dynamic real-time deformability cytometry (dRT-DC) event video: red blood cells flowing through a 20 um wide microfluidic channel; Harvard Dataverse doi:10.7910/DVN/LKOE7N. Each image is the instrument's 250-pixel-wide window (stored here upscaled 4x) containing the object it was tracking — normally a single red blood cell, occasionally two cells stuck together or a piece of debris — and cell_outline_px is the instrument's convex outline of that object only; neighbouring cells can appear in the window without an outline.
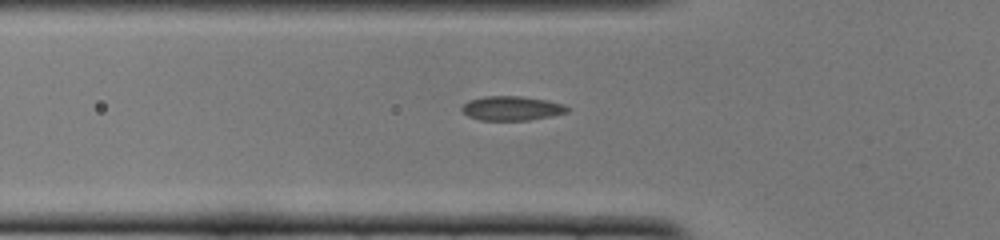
{"species": "common noctule bat (a hibernating species)", "species_latin": "Nyctalus noctula", "temperature_condition": "cold", "stored_images_in_passage": 38, "segment_of_instrument_passage": [1, 2], "camera_frame_rate_fps": 3000, "um_per_image_px": 0.085, "animal": {"sex": "female", "body_mass_g": 22.0, "forearm_length_mm": 56.7}, "frame": {"image": 1, "passage_image": 8, "time_ms": 2.333, "image_size_px": [1000, 240], "cell_outline_px": [[572, 108], [568, 112], [552, 116], [528, 120], [480, 120], [468, 116], [460, 108], [468, 100], [484, 96], [520, 96], [548, 100], [564, 104]], "centroid_in_image_um": [43.53, 9.2], "position_along_channel_um": 82.3, "area_um2": 15.09}}
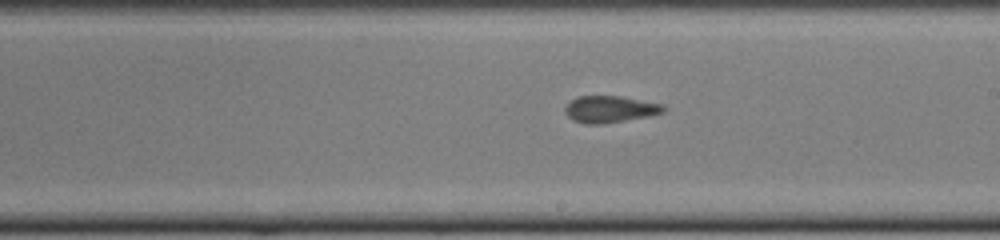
{"frame": {"image": 2, "passage_image": 20, "time_ms": 6.333, "image_size_px": [1000, 240], "cell_outline_px": [[668, 108], [664, 112], [648, 116], [604, 124], [584, 124], [572, 120], [564, 112], [564, 108], [572, 100], [580, 96], [620, 96], [664, 104]], "centroid_in_image_um": [51.87, 9.29], "position_along_channel_um": 237.1, "area_um2": 15.43}}
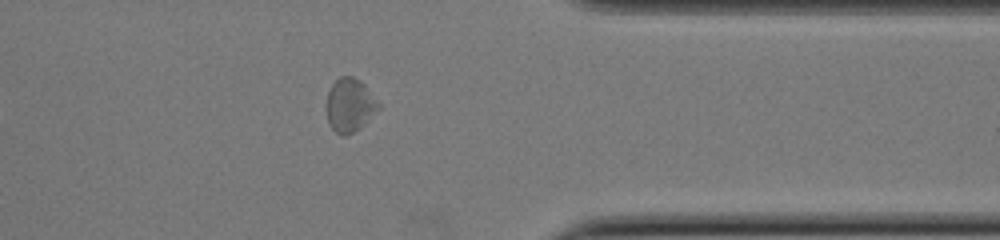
{"frame": {"image": 3, "passage_image": 32, "time_ms": 10.333, "image_size_px": [1000, 240], "cell_outline_px": [[380, 108], [360, 128], [344, 136], [340, 136], [328, 124], [328, 92], [332, 84], [340, 76], [352, 76], [360, 80], [364, 84], [380, 104]], "centroid_in_image_um": [29.75, 8.94], "position_along_channel_um": 381.7, "area_um2": 16.01}}